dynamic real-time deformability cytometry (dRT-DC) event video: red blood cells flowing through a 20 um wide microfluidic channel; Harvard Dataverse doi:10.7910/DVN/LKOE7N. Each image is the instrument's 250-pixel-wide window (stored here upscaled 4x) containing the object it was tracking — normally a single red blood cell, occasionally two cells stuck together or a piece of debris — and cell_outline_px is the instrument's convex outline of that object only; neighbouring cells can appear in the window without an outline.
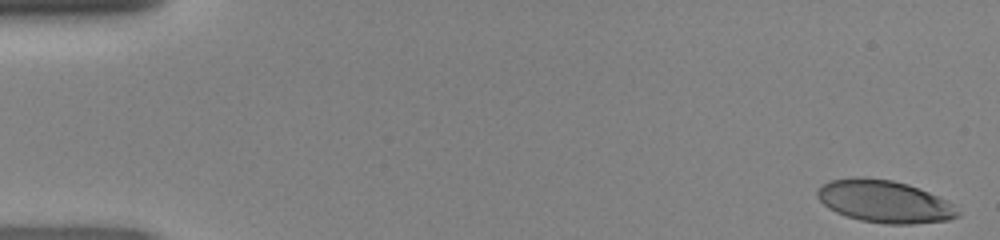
{"species": "human", "species_latin": "Homo sapiens", "temperature_condition": "room temperature", "stored_images_in_passage": 47, "camera_frame_rate_fps": 3000, "um_per_image_px": 0.085, "donor": {"sex": "female"}, "frame": {"image": 1, "passage_image": 1, "time_ms": 0.0, "image_size_px": [1000, 240], "cell_outline_px": [[960, 216], [948, 220], [912, 224], [884, 224], [860, 220], [836, 212], [828, 208], [816, 196], [816, 192], [824, 184], [832, 180], [864, 176], [892, 180], [908, 184], [920, 188], [952, 204], [960, 212]], "centroid_in_image_um": [75.18, 17.13], "position_along_channel_um": 9.8, "area_um2": 34.51}}
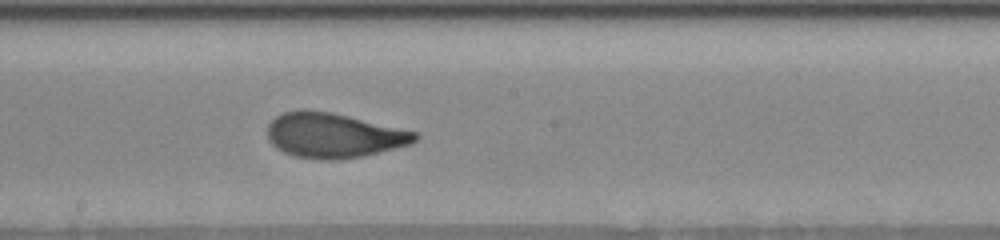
{"frame": {"image": 2, "passage_image": 26, "time_ms": 8.333, "image_size_px": [1000, 240], "cell_outline_px": [[420, 136], [412, 144], [364, 156], [336, 160], [328, 160], [292, 156], [276, 148], [268, 140], [268, 124], [276, 116], [284, 112], [300, 108], [304, 108], [332, 112], [420, 132]], "centroid_in_image_um": [28.38, 11.49], "position_along_channel_um": 219.8, "area_um2": 39.13}}
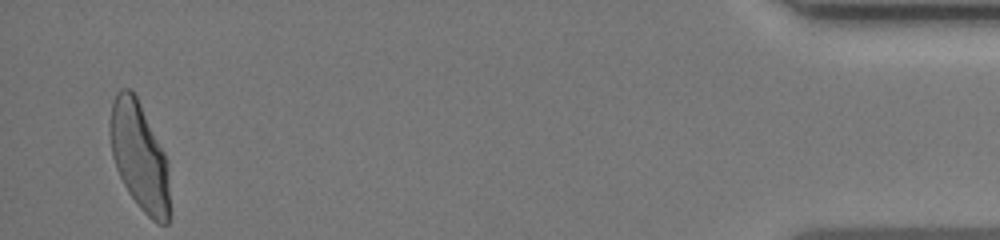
{"frame": {"image": 3, "passage_image": 46, "time_ms": 15.0, "image_size_px": [1000, 240], "cell_outline_px": [[168, 224], [156, 224], [140, 208], [128, 192], [116, 168], [112, 156], [108, 132], [108, 128], [112, 104], [116, 92], [120, 88], [128, 88], [136, 96], [168, 160]], "centroid_in_image_um": [11.82, 13.28], "position_along_channel_um": 423.4, "area_um2": 37.4}}